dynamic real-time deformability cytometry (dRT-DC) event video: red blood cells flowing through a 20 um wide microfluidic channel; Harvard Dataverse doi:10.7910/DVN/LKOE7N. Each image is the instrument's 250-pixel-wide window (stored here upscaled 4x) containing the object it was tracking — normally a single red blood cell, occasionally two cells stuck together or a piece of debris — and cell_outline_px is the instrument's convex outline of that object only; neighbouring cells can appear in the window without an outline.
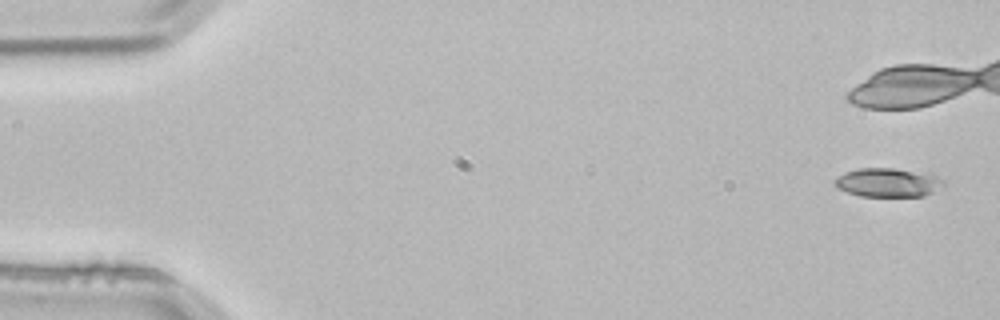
{"species": "common noctule bat (a hibernating species)", "species_latin": "Nyctalus noctula", "temperature_condition": "room temperature", "stored_images_in_passage": 6, "camera_frame_rate_fps": 3000, "um_per_image_px": 0.085, "animal": {"sex": "male", "body_mass_g": 21.5, "forearm_length_mm": 52.0}, "frame": {"image": 1, "passage_image": 1, "time_ms": 0.0, "image_size_px": [1000, 320], "cell_outline_px": [[944, 188], [924, 196], [860, 196], [836, 188], [836, 176], [844, 172], [860, 168], [892, 168], [932, 172], [944, 180]], "centroid_in_image_um": [75.56, 15.5], "position_along_channel_um": 9.4, "area_um2": 18.73}}